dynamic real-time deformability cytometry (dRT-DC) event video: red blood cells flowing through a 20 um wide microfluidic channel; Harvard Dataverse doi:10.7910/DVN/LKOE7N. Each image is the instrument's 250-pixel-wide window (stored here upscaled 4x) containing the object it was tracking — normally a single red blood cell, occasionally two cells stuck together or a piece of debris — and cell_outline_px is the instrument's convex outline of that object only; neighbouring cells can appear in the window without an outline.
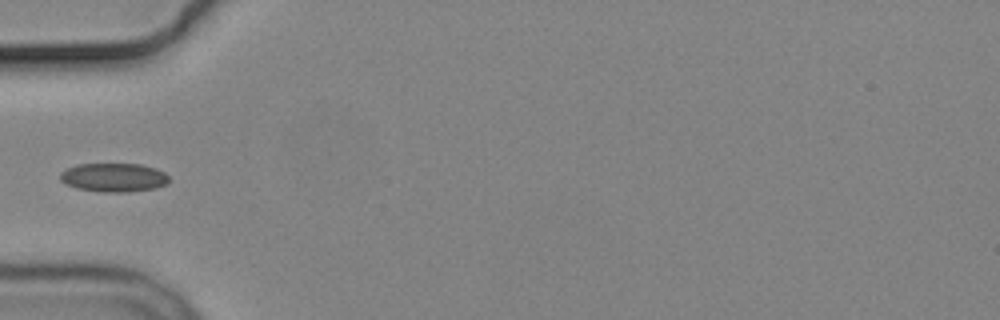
{"species": "common noctule bat (a hibernating species)", "species_latin": "Nyctalus noctula", "temperature_condition": "cold", "stored_images_in_passage": 4, "camera_frame_rate_fps": 3000, "um_per_image_px": 0.085, "animal": {"sex": "male", "body_mass_g": 19.2, "forearm_length_mm": 51.8}, "frame": {"image": 1, "passage_image": 4, "time_ms": 4.333, "image_size_px": [1000, 320], "cell_outline_px": [[168, 184], [156, 188], [128, 192], [104, 192], [76, 188], [60, 180], [60, 172], [76, 164], [140, 164], [156, 168], [164, 172], [168, 176]], "centroid_in_image_um": [9.69, 15.08], "position_along_channel_um": 75.3, "area_um2": 18.26}}